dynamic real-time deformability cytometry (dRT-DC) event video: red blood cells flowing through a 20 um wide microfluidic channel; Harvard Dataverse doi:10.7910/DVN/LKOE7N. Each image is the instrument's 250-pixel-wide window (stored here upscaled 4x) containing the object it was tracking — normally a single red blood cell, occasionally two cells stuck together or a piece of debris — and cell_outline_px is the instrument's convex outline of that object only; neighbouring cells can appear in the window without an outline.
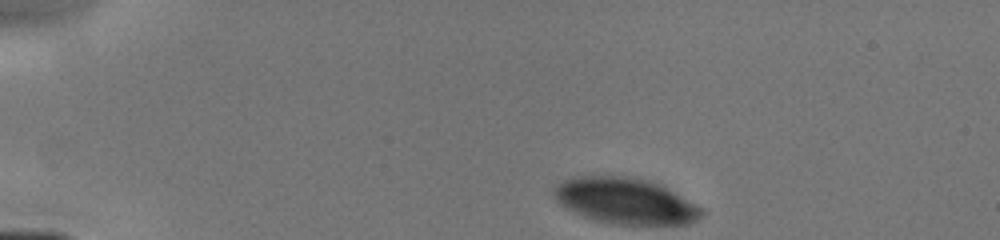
{"species": "human", "species_latin": "Homo sapiens", "temperature_condition": "cold", "stored_images_in_passage": 34, "camera_frame_rate_fps": 3000, "um_per_image_px": 0.085, "donor": {"sex": "male"}, "frame": {"image": 1, "passage_image": 1, "time_ms": 0.0, "image_size_px": [1000, 240], "cell_outline_px": [[704, 212], [696, 220], [688, 224], [612, 224], [592, 220], [560, 204], [552, 196], [552, 192], [564, 180], [572, 176], [624, 176], [648, 180], [664, 184], [704, 208]], "centroid_in_image_um": [53.21, 17.07], "position_along_channel_um": 31.8, "area_um2": 39.88}}
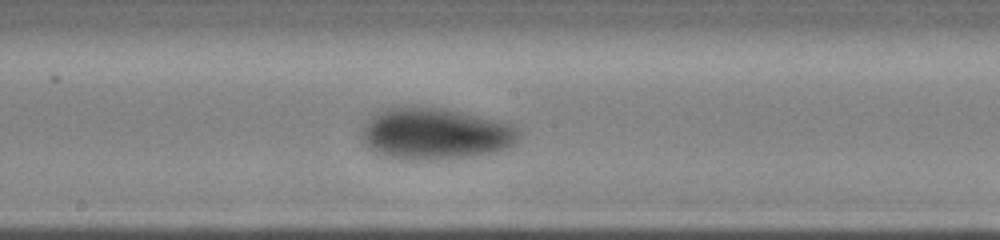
{"frame": {"image": 2, "passage_image": 18, "time_ms": 6.0, "image_size_px": [1000, 240], "cell_outline_px": [[520, 140], [508, 148], [496, 152], [448, 160], [400, 160], [384, 156], [376, 152], [364, 144], [360, 136], [360, 128], [376, 112], [384, 108], [440, 108], [512, 124], [520, 132]], "centroid_in_image_um": [36.97, 11.42], "position_along_channel_um": 211.2, "area_um2": 47.45}}
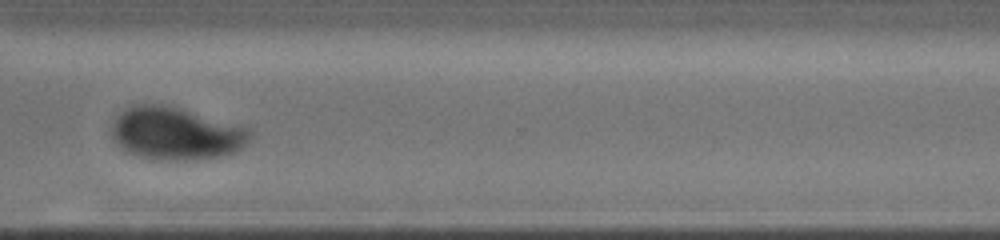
{"frame": {"image": 3, "passage_image": 33, "time_ms": 9.333, "image_size_px": [1000, 240], "cell_outline_px": [[252, 136], [236, 152], [224, 156], [196, 160], [160, 160], [140, 156], [124, 152], [116, 144], [112, 136], [112, 124], [116, 116], [120, 112], [136, 104], [168, 104], [248, 128], [252, 132]], "centroid_in_image_um": [14.92, 11.35], "position_along_channel_um": 355.7, "area_um2": 42.71}}